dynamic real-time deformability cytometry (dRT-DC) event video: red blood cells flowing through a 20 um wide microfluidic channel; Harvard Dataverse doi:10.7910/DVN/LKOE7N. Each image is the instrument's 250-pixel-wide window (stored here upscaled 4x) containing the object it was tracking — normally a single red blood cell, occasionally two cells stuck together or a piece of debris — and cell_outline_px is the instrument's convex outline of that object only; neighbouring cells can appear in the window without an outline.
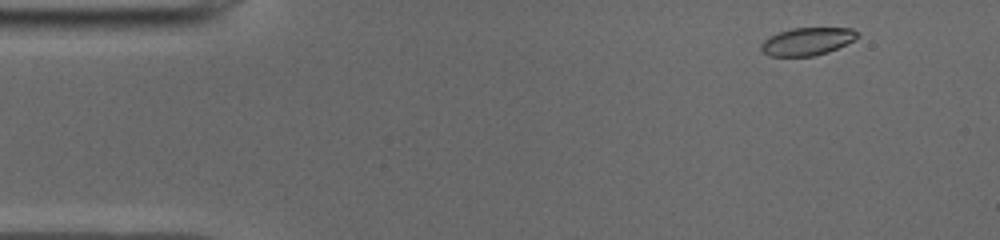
{"species": "common noctule bat (a hibernating species)", "species_latin": "Nyctalus noctula", "temperature_condition": "cold", "stored_images_in_passage": 48, "camera_frame_rate_fps": 3000, "um_per_image_px": 0.085, "animal": {"sex": "male", "body_mass_g": 19.0, "forearm_length_mm": 50.8}, "frame": {"image": 1, "passage_image": 2, "time_ms": 0.333, "image_size_px": [1000, 240], "cell_outline_px": [[860, 36], [828, 52], [812, 56], [768, 56], [760, 48], [760, 44], [764, 40], [780, 32], [792, 28], [852, 28], [860, 32]], "centroid_in_image_um": [68.62, 3.52], "position_along_channel_um": 16.4, "area_um2": 15.37}}
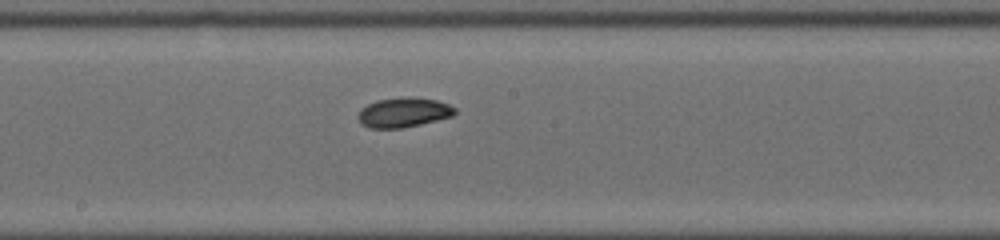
{"frame": {"image": 2, "passage_image": 24, "time_ms": 7.667, "image_size_px": [1000, 240], "cell_outline_px": [[456, 112], [452, 116], [420, 124], [400, 128], [368, 128], [360, 124], [360, 108], [376, 100], [404, 96], [436, 100], [448, 104], [456, 108]], "centroid_in_image_um": [34.29, 9.55], "position_along_channel_um": 213.9, "area_um2": 16.65}}
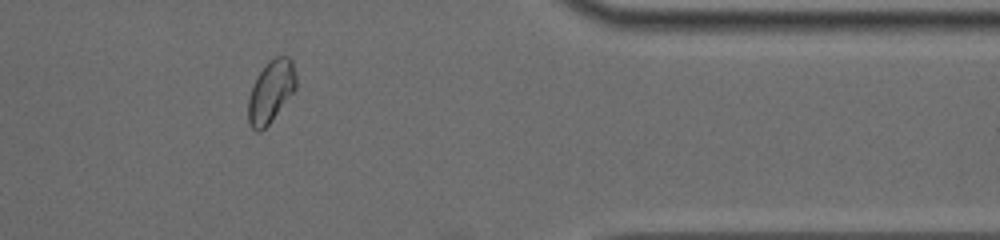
{"frame": {"image": 3, "passage_image": 39, "time_ms": 12.667, "image_size_px": [1000, 240], "cell_outline_px": [[296, 88], [272, 120], [260, 132], [256, 132], [252, 128], [248, 120], [248, 96], [256, 76], [268, 60], [276, 56], [288, 56], [292, 60], [296, 76]], "centroid_in_image_um": [23.01, 7.75], "position_along_channel_um": 388.4, "area_um2": 17.4}, "authors_computed_cell_mechanics": {"area_um2": 16.3863, "velocity_mm_per_s": 3.9368, "shape_relaxation_time_tau1_ms": 4.2265, "shape_relaxation_time_tau2_ms": 2.3848, "deformation_change_tau1": 0.106, "deformation_change_tau2": 0.0519}}